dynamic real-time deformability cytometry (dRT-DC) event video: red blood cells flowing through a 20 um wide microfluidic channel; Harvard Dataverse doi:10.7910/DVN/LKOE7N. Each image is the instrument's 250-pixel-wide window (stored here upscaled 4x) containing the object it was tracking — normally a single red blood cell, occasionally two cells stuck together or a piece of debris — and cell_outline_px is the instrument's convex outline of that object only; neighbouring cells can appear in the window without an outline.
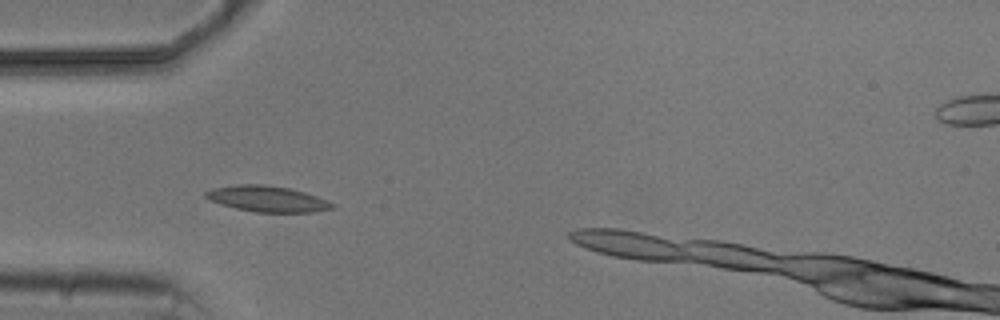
{"species": "common noctule bat (a hibernating species)", "species_latin": "Nyctalus noctula", "temperature_condition": "cold", "stored_images_in_passage": 4, "camera_frame_rate_fps": 3000, "um_per_image_px": 0.085, "animal": {"sex": "male", "body_mass_g": 20.5, "forearm_length_mm": 52.5}, "frame": {"image": 1, "passage_image": 3, "time_ms": 3.0, "image_size_px": [1000, 320], "cell_outline_px": [[336, 208], [312, 212], [256, 212], [236, 208], [220, 204], [204, 196], [204, 192], [212, 188], [236, 184], [264, 184], [288, 188], [304, 192], [328, 200]], "centroid_in_image_um": [22.71, 16.89], "position_along_channel_um": 62.3, "area_um2": 19.02}}